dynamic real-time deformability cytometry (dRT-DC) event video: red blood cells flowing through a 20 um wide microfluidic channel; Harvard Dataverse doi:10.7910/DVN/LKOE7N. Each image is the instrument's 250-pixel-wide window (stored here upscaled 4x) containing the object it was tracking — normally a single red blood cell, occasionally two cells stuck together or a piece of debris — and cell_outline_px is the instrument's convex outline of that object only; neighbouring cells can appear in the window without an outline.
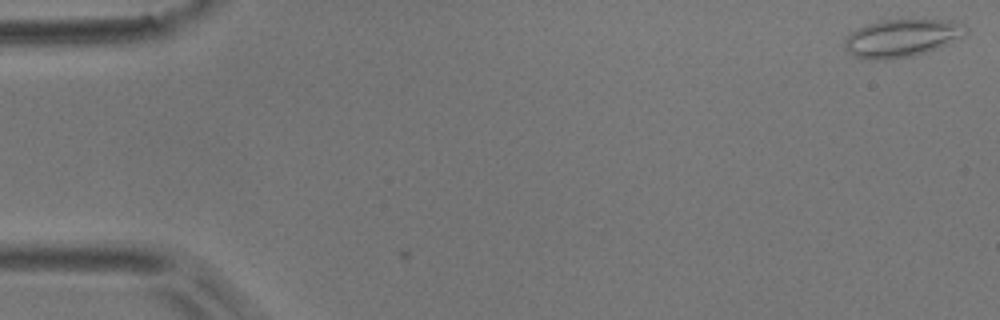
{"species": "common noctule bat (a hibernating species)", "species_latin": "Nyctalus noctula", "temperature_condition": "room temperature", "stored_images_in_passage": 3, "camera_frame_rate_fps": 3000, "um_per_image_px": 0.085, "animal": {"sex": "male", "body_mass_g": 17.9}, "frame": {"image": 1, "passage_image": 1, "time_ms": 0.0, "image_size_px": [1000, 320], "cell_outline_px": [[968, 36], [936, 48], [912, 56], [880, 60], [872, 60], [856, 56], [848, 52], [844, 48], [844, 36], [868, 24], [884, 20], [948, 20], [964, 24], [968, 28]], "centroid_in_image_um": [76.68, 3.23], "position_along_channel_um": 8.3, "area_um2": 26.59}}